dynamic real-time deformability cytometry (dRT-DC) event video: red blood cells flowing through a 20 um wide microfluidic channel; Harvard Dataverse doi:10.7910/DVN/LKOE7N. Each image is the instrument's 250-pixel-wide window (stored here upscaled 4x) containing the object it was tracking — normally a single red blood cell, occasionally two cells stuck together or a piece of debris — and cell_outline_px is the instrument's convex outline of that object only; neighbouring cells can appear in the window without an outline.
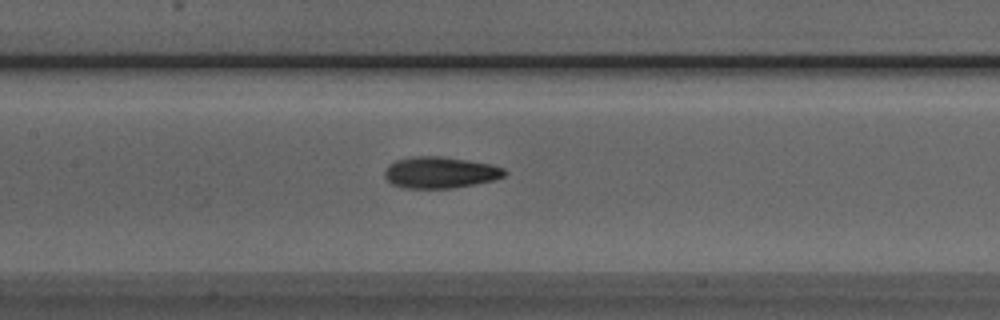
{"species": "Egyptian fruit bat (a non-hibernating species)", "species_latin": "Rousettus aegyptiacus", "temperature_condition": "room temperature", "stored_images_in_passage": 43, "camera_frame_rate_fps": 3000, "um_per_image_px": 0.085, "animal": {"sex": "male"}, "frame": {"image": 1, "passage_image": 22, "time_ms": 7.0, "image_size_px": [1000, 320], "cell_outline_px": [[508, 172], [504, 176], [496, 180], [452, 188], [404, 188], [392, 184], [384, 176], [384, 172], [388, 164], [396, 160], [412, 156], [440, 156], [468, 160], [492, 164], [504, 168]], "centroid_in_image_um": [37.42, 14.65], "position_along_channel_um": 170.0, "area_um2": 22.14}}
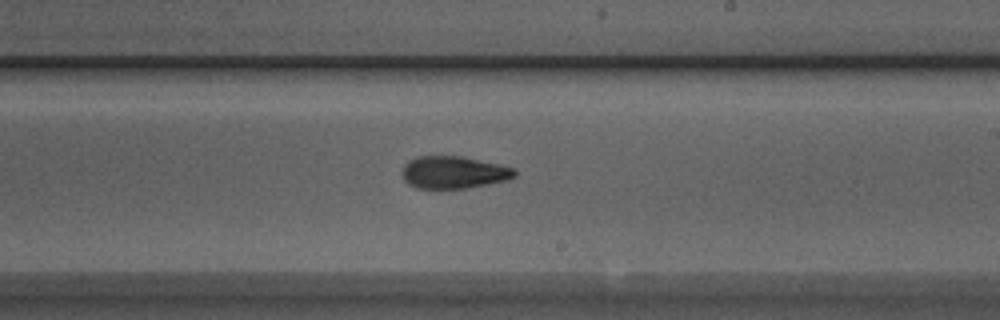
{"frame": {"image": 2, "passage_image": 28, "time_ms": 9.0, "image_size_px": [1000, 320], "cell_outline_px": [[516, 176], [508, 180], [468, 188], [416, 188], [408, 184], [404, 180], [400, 172], [404, 164], [408, 160], [416, 156], [460, 156], [500, 164], [512, 168], [516, 172]], "centroid_in_image_um": [38.52, 14.65], "position_along_channel_um": 250.5, "area_um2": 21.39}}
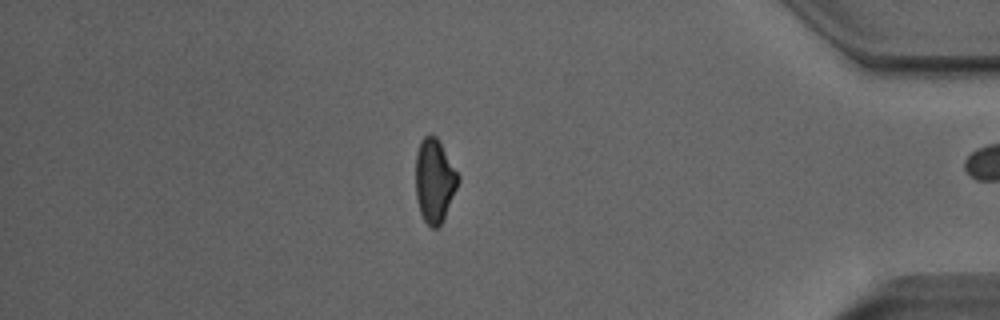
{"frame": {"image": 3, "passage_image": 42, "time_ms": 13.667, "image_size_px": [1000, 320], "cell_outline_px": [[460, 180], [444, 216], [440, 224], [436, 228], [432, 228], [424, 220], [420, 212], [416, 196], [416, 152], [420, 140], [424, 136], [436, 136], [460, 176]], "centroid_in_image_um": [36.92, 15.33], "position_along_channel_um": 398.3, "area_um2": 20.4}, "authors_computed_cell_mechanics": {"area_um2": 21.386, "velocity_mm_per_s": 4.0398, "shape_relaxation_time_tau1_ms": null, "shape_relaxation_time_tau2_ms": 2.7719, "deformation_change_tau1": null, "deformation_change_tau2": 0.101}}